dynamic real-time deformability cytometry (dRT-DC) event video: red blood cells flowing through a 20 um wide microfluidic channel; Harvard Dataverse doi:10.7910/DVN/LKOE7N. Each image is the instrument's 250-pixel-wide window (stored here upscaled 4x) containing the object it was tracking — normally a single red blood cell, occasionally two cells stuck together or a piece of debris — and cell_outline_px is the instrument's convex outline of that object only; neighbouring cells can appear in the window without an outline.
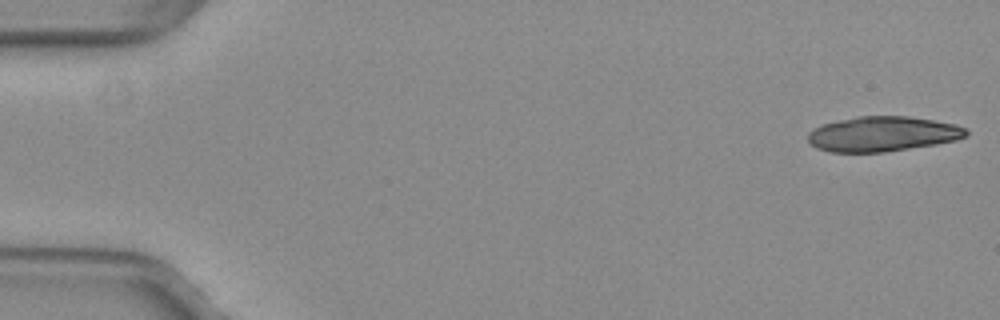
{"species": "common noctule bat (a hibernating species)", "species_latin": "Nyctalus noctula", "temperature_condition": "warm", "stored_images_in_passage": 17, "camera_frame_rate_fps": 3000, "um_per_image_px": 0.085, "animal": {"sex": "female", "body_mass_g": 29.2, "forearm_length_mm": 56.3}, "frame": {"image": 1, "passage_image": 1, "time_ms": 0.0, "image_size_px": [1000, 320], "cell_outline_px": [[968, 136], [956, 140], [936, 144], [884, 152], [828, 152], [816, 148], [808, 140], [808, 132], [812, 128], [820, 124], [836, 120], [856, 116], [908, 116], [956, 124], [968, 128]], "centroid_in_image_um": [75.01, 11.38], "position_along_channel_um": 10.0, "area_um2": 32.6}}